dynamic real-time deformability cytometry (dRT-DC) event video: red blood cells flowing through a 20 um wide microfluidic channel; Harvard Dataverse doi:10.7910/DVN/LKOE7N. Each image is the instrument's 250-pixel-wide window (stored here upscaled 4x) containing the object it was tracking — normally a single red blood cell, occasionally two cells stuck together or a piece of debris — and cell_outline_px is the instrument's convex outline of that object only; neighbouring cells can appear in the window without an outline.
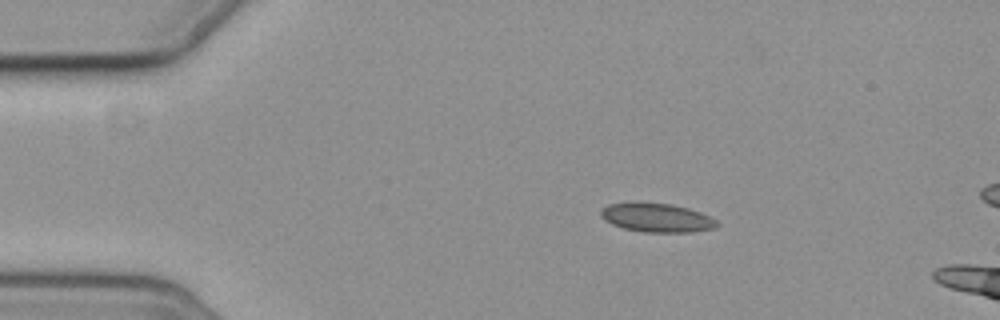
{"species": "common noctule bat (a hibernating species)", "species_latin": "Nyctalus noctula", "temperature_condition": "cold", "stored_images_in_passage": 4, "camera_frame_rate_fps": 3000, "um_per_image_px": 0.085, "animal": {"sex": "female", "body_mass_g": 19.3, "forearm_length_mm": 54.1}, "frame": {"image": 1, "passage_image": 2, "time_ms": 1.333, "image_size_px": [1000, 320], "cell_outline_px": [[720, 224], [712, 228], [692, 232], [644, 232], [624, 228], [612, 224], [604, 220], [600, 216], [600, 208], [608, 204], [668, 204], [688, 208], [700, 212], [716, 220]], "centroid_in_image_um": [55.81, 18.53], "position_along_channel_um": 29.2, "area_um2": 19.02}}